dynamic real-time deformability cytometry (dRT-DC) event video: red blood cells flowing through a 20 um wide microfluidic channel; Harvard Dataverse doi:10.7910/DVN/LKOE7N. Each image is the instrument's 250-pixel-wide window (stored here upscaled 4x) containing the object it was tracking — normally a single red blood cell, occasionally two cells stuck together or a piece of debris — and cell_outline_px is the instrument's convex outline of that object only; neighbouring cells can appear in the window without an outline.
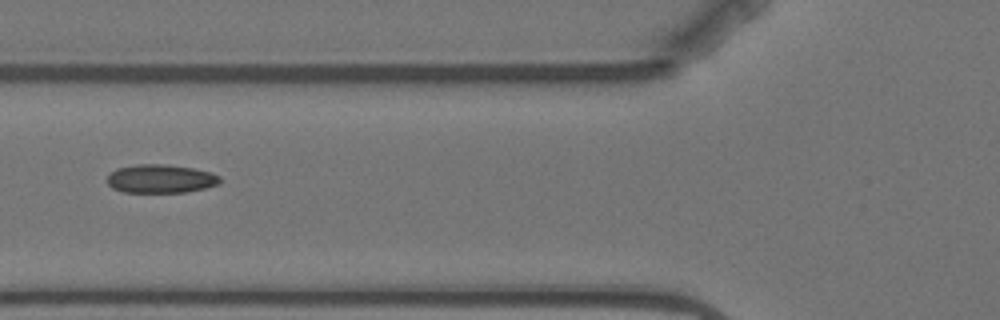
{"species": "Egyptian fruit bat (a non-hibernating species)", "species_latin": "Rousettus aegyptiacus", "temperature_condition": "warm", "stored_images_in_passage": 9, "camera_frame_rate_fps": 3000, "um_per_image_px": 0.085, "animal": {"sex": "female"}, "frame": {"image": 1, "passage_image": 6, "time_ms": 6.0, "image_size_px": [1000, 320], "cell_outline_px": [[220, 184], [204, 188], [184, 192], [124, 192], [112, 188], [108, 184], [108, 176], [116, 168], [136, 164], [168, 164], [192, 168], [212, 172], [220, 176]], "centroid_in_image_um": [13.67, 15.18], "position_along_channel_um": 112.1, "area_um2": 18.79}}
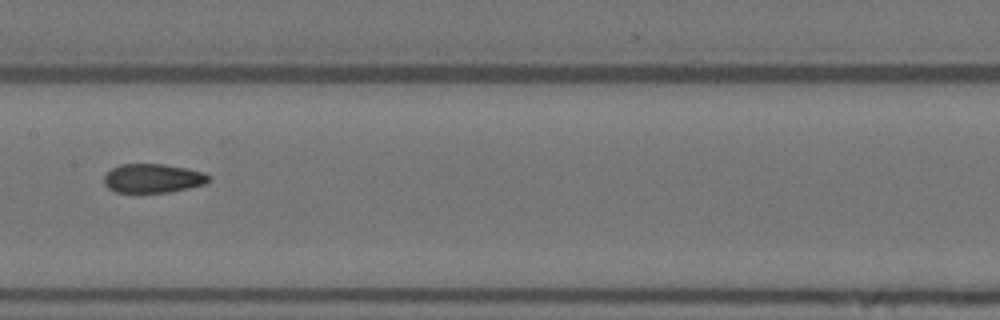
{"frame": {"image": 2, "passage_image": 8, "time_ms": 8.333, "image_size_px": [1000, 320], "cell_outline_px": [[212, 180], [204, 184], [188, 188], [168, 192], [116, 192], [108, 188], [104, 184], [104, 176], [112, 168], [120, 164], [164, 164], [204, 172], [212, 176]], "centroid_in_image_um": [13.01, 15.15], "position_along_channel_um": 194.4, "area_um2": 17.69}}
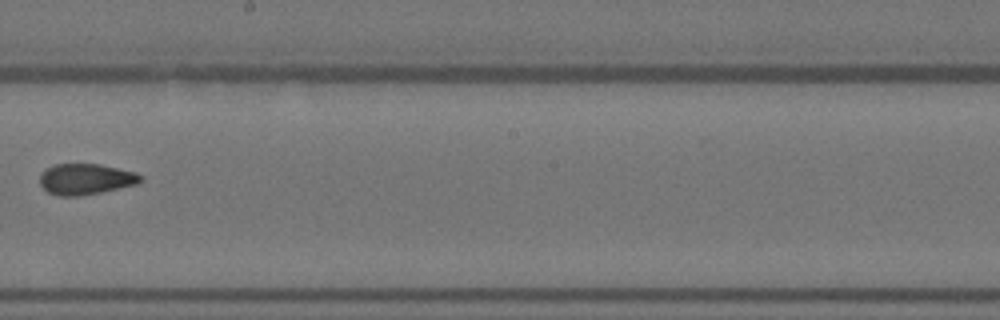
{"frame": {"image": 3, "passage_image": 9, "time_ms": 9.667, "image_size_px": [1000, 320], "cell_outline_px": [[144, 180], [136, 184], [100, 192], [80, 196], [60, 196], [48, 192], [40, 184], [40, 172], [56, 164], [100, 164], [136, 172], [144, 176]], "centroid_in_image_um": [7.31, 15.22], "position_along_channel_um": 240.9, "area_um2": 18.15}}